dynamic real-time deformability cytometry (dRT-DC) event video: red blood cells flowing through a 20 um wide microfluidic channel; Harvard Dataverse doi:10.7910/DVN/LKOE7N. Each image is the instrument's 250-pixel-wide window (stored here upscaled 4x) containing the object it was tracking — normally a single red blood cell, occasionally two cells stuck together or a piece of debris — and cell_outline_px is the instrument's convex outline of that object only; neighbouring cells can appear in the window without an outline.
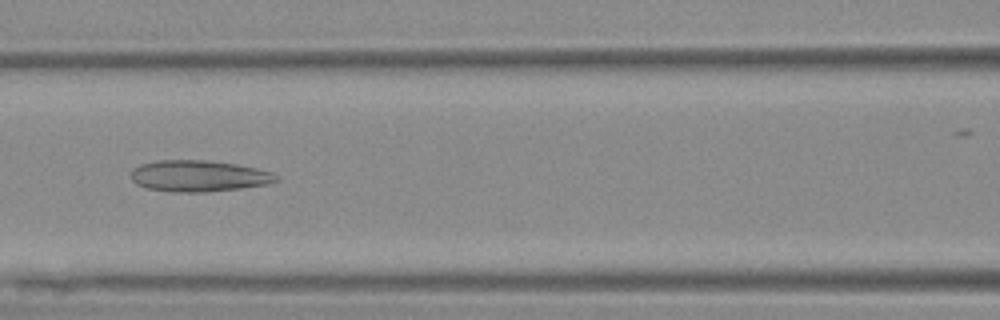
{"species": "Egyptian fruit bat (a non-hibernating species)", "species_latin": "Rousettus aegyptiacus", "temperature_condition": "warm", "stored_images_in_passage": 49, "camera_frame_rate_fps": 3000, "um_per_image_px": 0.085, "animal": {"sex": "female"}, "frame": {"image": 1, "passage_image": 18, "time_ms": 5.667, "image_size_px": [1000, 320], "cell_outline_px": [[280, 180], [268, 184], [240, 188], [204, 192], [168, 192], [148, 188], [136, 184], [132, 180], [132, 168], [140, 164], [156, 160], [204, 160], [236, 164], [256, 168], [272, 172]], "centroid_in_image_um": [16.87, 14.96], "position_along_channel_um": 149.7, "area_um2": 26.53}}
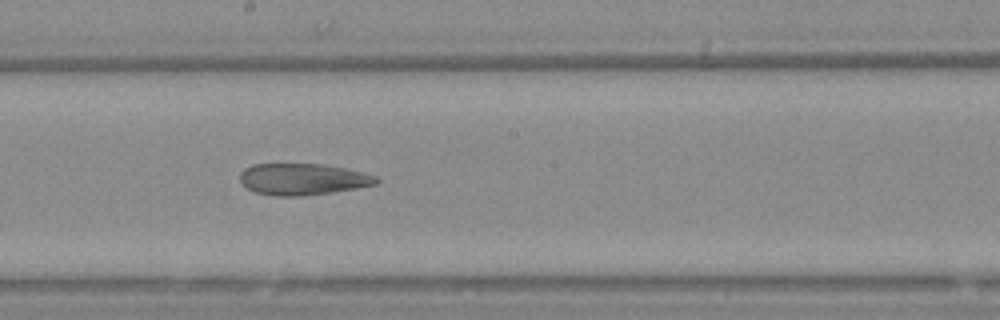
{"frame": {"image": 2, "passage_image": 24, "time_ms": 7.667, "image_size_px": [1000, 320], "cell_outline_px": [[380, 180], [376, 184], [332, 192], [300, 196], [280, 196], [256, 192], [248, 188], [240, 180], [240, 172], [244, 168], [252, 164], [320, 164], [344, 168], [364, 172], [376, 176]], "centroid_in_image_um": [25.73, 15.22], "position_along_channel_um": 222.5, "area_um2": 24.8}}
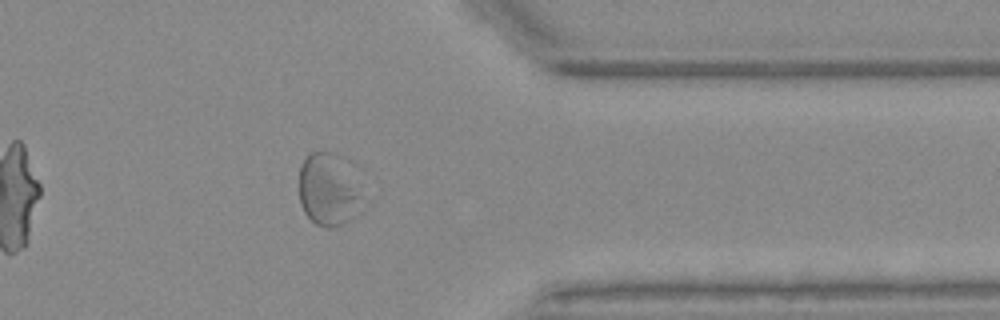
{"frame": {"image": 3, "passage_image": 38, "time_ms": 12.333, "image_size_px": [1000, 320], "cell_outline_px": [[356, 216], [344, 224], [328, 228], [324, 228], [316, 224], [304, 212], [300, 204], [300, 168], [304, 160], [312, 152], [332, 152], [356, 196]], "centroid_in_image_um": [27.71, 16.25], "position_along_channel_um": 383.7, "area_um2": 23.87}, "authors_computed_cell_mechanics": {"area_um2": 26.7036, "velocity_mm_per_s": 3.6661, "shape_relaxation_time_tau1_ms": null, "shape_relaxation_time_tau2_ms": 1.8564, "deformation_change_tau1": null, "deformation_change_tau2": 0.0902}}